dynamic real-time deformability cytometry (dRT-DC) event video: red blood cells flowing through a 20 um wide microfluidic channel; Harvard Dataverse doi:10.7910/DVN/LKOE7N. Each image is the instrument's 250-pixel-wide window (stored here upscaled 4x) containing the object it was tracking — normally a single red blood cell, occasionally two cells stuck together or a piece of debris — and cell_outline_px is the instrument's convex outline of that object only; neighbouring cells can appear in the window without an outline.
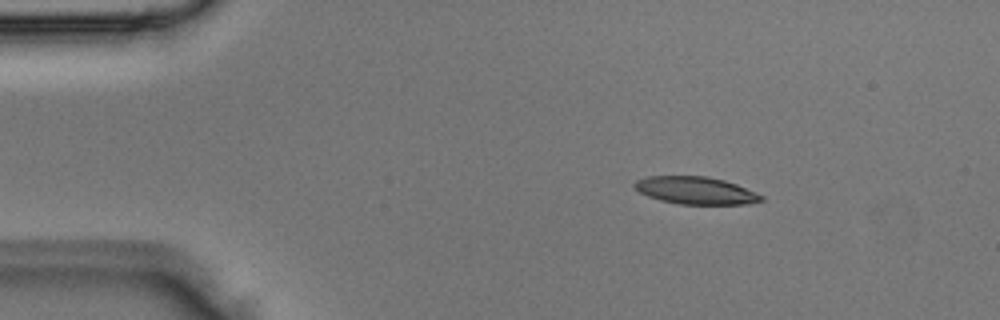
{"species": "Egyptian fruit bat (a non-hibernating species)", "species_latin": "Rousettus aegyptiacus", "temperature_condition": "room temperature", "stored_images_in_passage": 3, "camera_frame_rate_fps": 3000, "um_per_image_px": 0.085, "animal": {"sex": "male"}, "frame": {"image": 1, "passage_image": 1, "time_ms": 0.0, "image_size_px": [1000, 320], "cell_outline_px": [[764, 200], [748, 204], [680, 204], [660, 200], [648, 196], [640, 192], [632, 184], [636, 180], [648, 176], [708, 176], [724, 180], [736, 184], [756, 192], [764, 196]], "centroid_in_image_um": [59.15, 16.19], "position_along_channel_um": 25.9, "area_um2": 20.29}}